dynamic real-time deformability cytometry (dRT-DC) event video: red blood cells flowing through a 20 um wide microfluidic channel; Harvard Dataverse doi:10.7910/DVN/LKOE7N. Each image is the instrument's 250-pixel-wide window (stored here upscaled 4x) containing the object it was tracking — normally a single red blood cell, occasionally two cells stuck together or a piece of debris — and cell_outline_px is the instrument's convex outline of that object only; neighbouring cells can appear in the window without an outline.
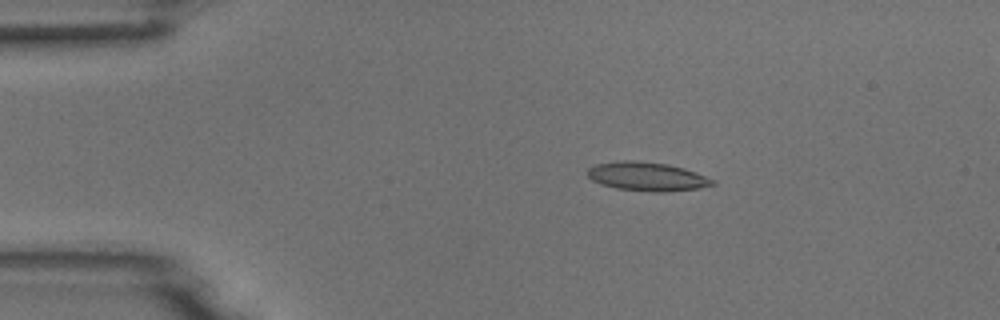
{"species": "common noctule bat (a hibernating species)", "species_latin": "Nyctalus noctula", "temperature_condition": "room temperature", "stored_images_in_passage": 52, "camera_frame_rate_fps": 3000, "um_per_image_px": 0.085, "animal": {"sex": "male", "body_mass_g": 18.8}, "frame": {"image": 1, "passage_image": 9, "time_ms": 2.667, "image_size_px": [1000, 320], "cell_outline_px": [[716, 184], [700, 188], [664, 192], [652, 192], [616, 188], [600, 184], [592, 180], [588, 176], [588, 168], [596, 164], [624, 160], [632, 160], [668, 164], [684, 168], [716, 180]], "centroid_in_image_um": [55.02, 15.01], "position_along_channel_um": 30.0, "area_um2": 20.98}}
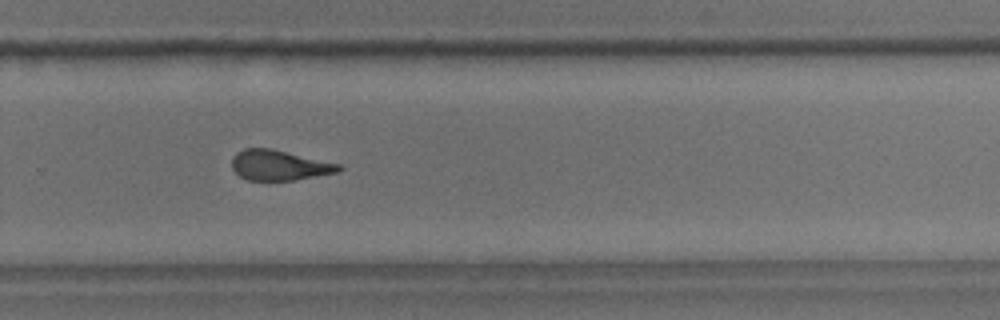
{"frame": {"image": 2, "passage_image": 35, "time_ms": 11.333, "image_size_px": [1000, 320], "cell_outline_px": [[344, 168], [336, 172], [292, 180], [248, 180], [240, 176], [232, 168], [232, 156], [236, 152], [244, 148], [272, 148], [340, 164]], "centroid_in_image_um": [23.7, 14.03], "position_along_channel_um": 306.1, "area_um2": 18.73}}
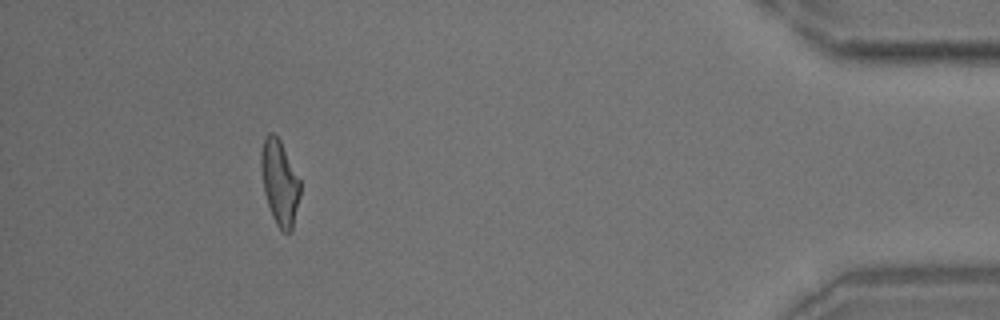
{"frame": {"image": 3, "passage_image": 48, "time_ms": 15.667, "image_size_px": [1000, 320], "cell_outline_px": [[300, 196], [292, 232], [284, 232], [276, 224], [272, 216], [264, 192], [260, 168], [260, 152], [264, 136], [268, 132], [272, 132], [280, 140], [300, 180]], "centroid_in_image_um": [23.76, 15.5], "position_along_channel_um": 411.4, "area_um2": 19.48}}